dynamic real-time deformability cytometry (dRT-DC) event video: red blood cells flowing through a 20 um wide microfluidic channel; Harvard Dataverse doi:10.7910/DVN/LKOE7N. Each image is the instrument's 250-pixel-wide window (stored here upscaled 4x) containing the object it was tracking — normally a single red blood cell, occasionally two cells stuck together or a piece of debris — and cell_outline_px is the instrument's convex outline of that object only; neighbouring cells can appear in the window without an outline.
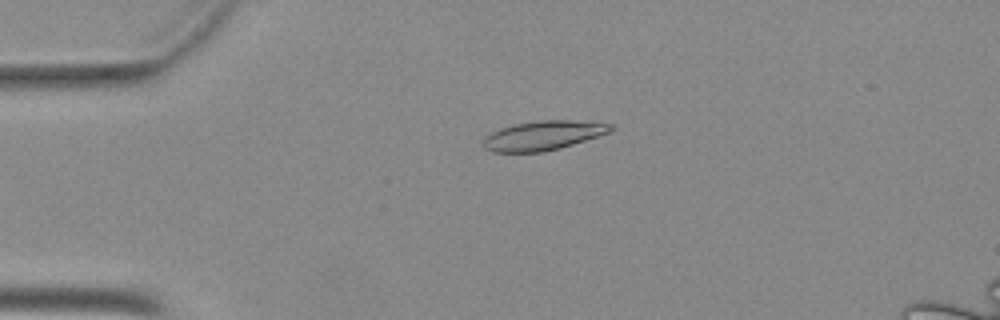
{"species": "Egyptian fruit bat (a non-hibernating species)", "species_latin": "Rousettus aegyptiacus", "temperature_condition": "warm", "stored_images_in_passage": 42, "camera_frame_rate_fps": 3000, "um_per_image_px": 0.085, "animal": {"sex": "female"}, "frame": {"image": 1, "passage_image": 2, "time_ms": 0.333, "image_size_px": [1000, 320], "cell_outline_px": [[616, 128], [612, 132], [560, 148], [544, 152], [492, 152], [484, 148], [484, 136], [500, 128], [512, 124], [536, 120], [572, 120], [612, 124]], "centroid_in_image_um": [46.18, 11.51], "position_along_channel_um": 38.8, "area_um2": 22.02}}
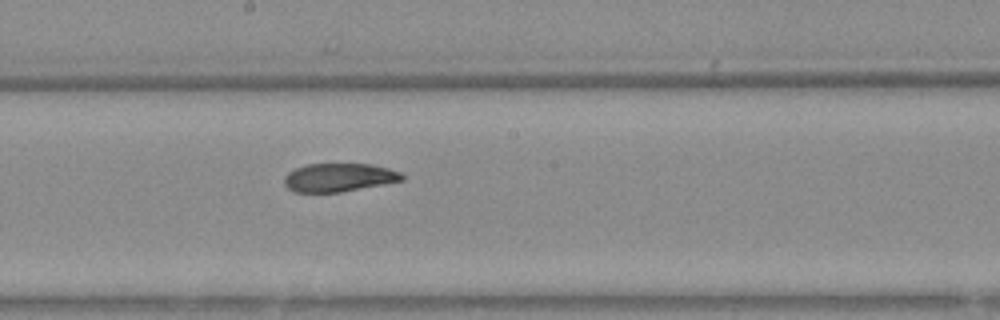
{"frame": {"image": 2, "passage_image": 18, "time_ms": 5.667, "image_size_px": [1000, 320], "cell_outline_px": [[404, 180], [384, 184], [340, 192], [292, 192], [284, 184], [284, 176], [288, 172], [296, 168], [308, 164], [372, 164], [388, 168], [400, 172], [404, 176]], "centroid_in_image_um": [28.8, 15.09], "position_along_channel_um": 219.4, "area_um2": 19.48}}
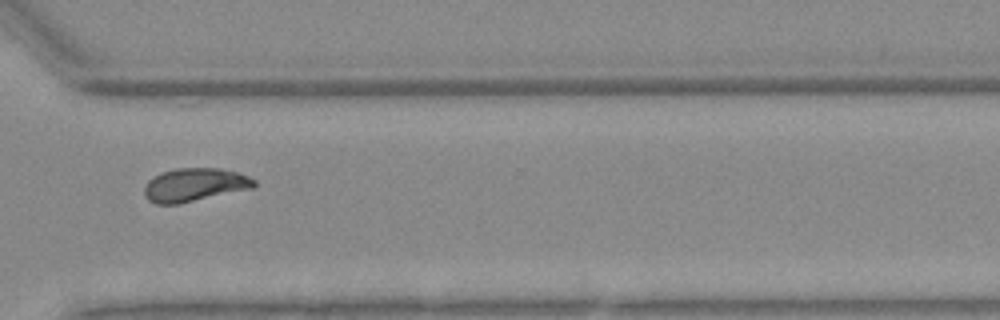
{"frame": {"image": 3, "passage_image": 28, "time_ms": 9.0, "image_size_px": [1000, 320], "cell_outline_px": [[256, 184], [252, 188], [180, 204], [156, 204], [148, 200], [144, 196], [144, 188], [148, 180], [152, 176], [160, 172], [176, 168], [220, 168], [236, 172], [248, 176], [256, 180]], "centroid_in_image_um": [16.5, 15.71], "position_along_channel_um": 354.1, "area_um2": 21.5}}